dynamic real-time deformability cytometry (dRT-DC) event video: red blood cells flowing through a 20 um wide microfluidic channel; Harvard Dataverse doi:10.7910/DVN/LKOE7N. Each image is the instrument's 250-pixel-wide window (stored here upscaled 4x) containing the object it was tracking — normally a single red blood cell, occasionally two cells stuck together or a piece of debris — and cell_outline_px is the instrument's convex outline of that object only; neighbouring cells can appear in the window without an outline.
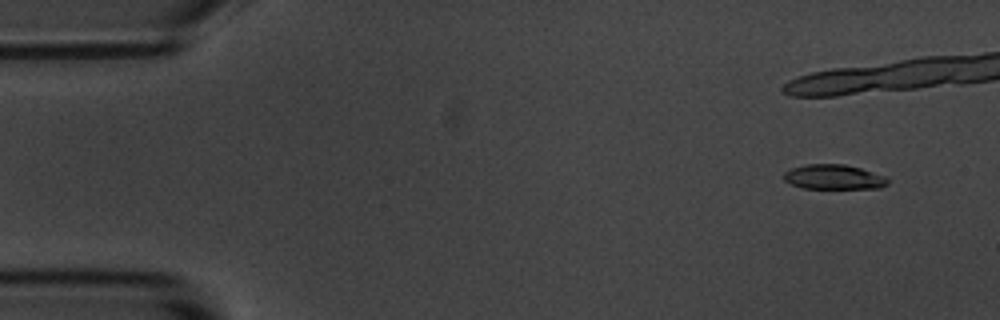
{"species": "common noctule bat (a hibernating species)", "species_latin": "Nyctalus noctula", "temperature_condition": "room temperature", "stored_images_in_passage": 23, "camera_frame_rate_fps": 3000, "um_per_image_px": 0.085, "animal": {"sex": "male", "body_mass_g": 20.1, "forearm_length_mm": 53.5}, "frame": {"image": 1, "passage_image": 4, "time_ms": 1.0, "image_size_px": [1000, 320], "cell_outline_px": [[888, 184], [880, 188], [800, 188], [784, 180], [784, 172], [792, 168], [808, 164], [844, 164], [860, 168], [884, 176], [888, 180]], "centroid_in_image_um": [70.86, 15.05], "position_along_channel_um": 14.1, "area_um2": 14.85}}